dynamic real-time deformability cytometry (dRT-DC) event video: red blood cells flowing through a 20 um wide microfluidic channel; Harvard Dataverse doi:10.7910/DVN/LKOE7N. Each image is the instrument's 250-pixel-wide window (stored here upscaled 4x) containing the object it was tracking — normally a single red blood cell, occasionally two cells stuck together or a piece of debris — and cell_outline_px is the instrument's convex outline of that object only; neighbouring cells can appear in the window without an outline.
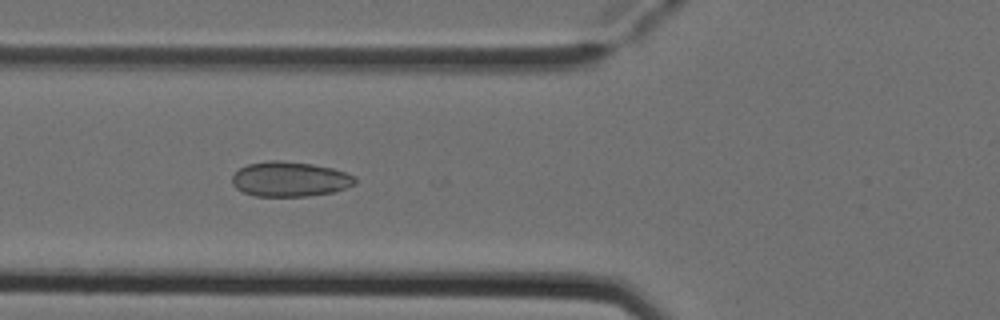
{"species": "Egyptian fruit bat (a non-hibernating species)", "species_latin": "Rousettus aegyptiacus", "temperature_condition": "cold", "stored_images_in_passage": 4, "camera_frame_rate_fps": 3000, "um_per_image_px": 0.085, "animal": {"sex": "female"}, "frame": {"image": 1, "passage_image": 4, "time_ms": 1.0, "image_size_px": [1000, 320], "cell_outline_px": [[356, 184], [348, 188], [332, 192], [308, 196], [256, 196], [244, 192], [236, 188], [232, 184], [232, 176], [240, 168], [248, 164], [268, 160], [280, 160], [312, 164], [332, 168], [356, 176]], "centroid_in_image_um": [24.66, 15.22], "position_along_channel_um": 101.1, "area_um2": 25.09}}